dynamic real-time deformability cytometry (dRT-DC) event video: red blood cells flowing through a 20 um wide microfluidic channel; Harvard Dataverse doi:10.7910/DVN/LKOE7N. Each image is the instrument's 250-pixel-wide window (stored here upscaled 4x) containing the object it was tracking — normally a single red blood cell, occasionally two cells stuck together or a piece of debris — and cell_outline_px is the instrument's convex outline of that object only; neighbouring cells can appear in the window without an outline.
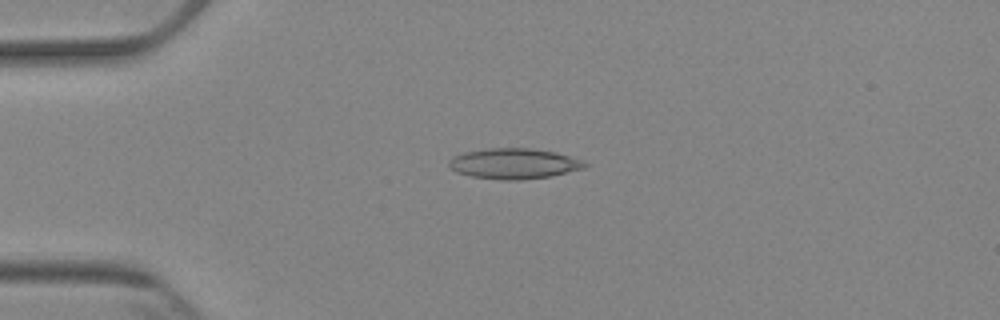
{"species": "Egyptian fruit bat (a non-hibernating species)", "species_latin": "Rousettus aegyptiacus", "temperature_condition": "cold", "stored_images_in_passage": 5, "camera_frame_rate_fps": 3000, "um_per_image_px": 0.085, "animal": {"sex": "female"}, "frame": {"image": 1, "passage_image": 3, "time_ms": 2.333, "image_size_px": [1000, 320], "cell_outline_px": [[588, 164], [584, 168], [548, 176], [520, 180], [500, 180], [472, 176], [456, 172], [448, 164], [448, 160], [464, 152], [488, 148], [528, 148], [556, 152], [580, 160]], "centroid_in_image_um": [43.65, 13.9], "position_along_channel_um": 41.3, "area_um2": 23.81}}
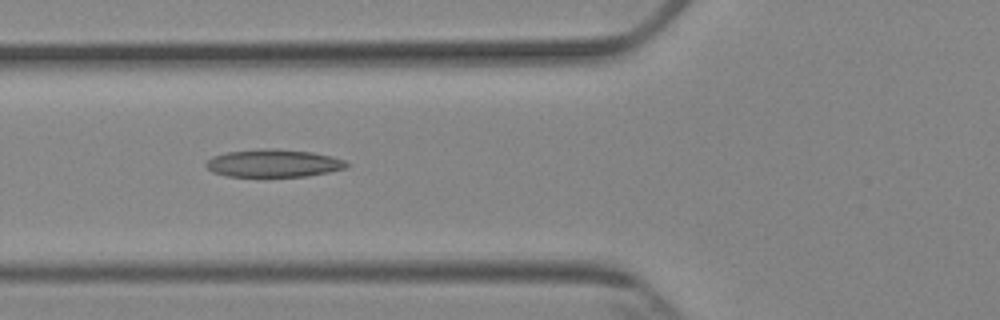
{"frame": {"image": 2, "passage_image": 5, "time_ms": 4.667, "image_size_px": [1000, 320], "cell_outline_px": [[348, 168], [308, 176], [228, 176], [212, 172], [204, 164], [212, 156], [228, 152], [264, 148], [272, 148], [312, 152], [332, 156], [344, 160], [348, 164]], "centroid_in_image_um": [23.26, 13.87], "position_along_channel_um": 102.5, "area_um2": 22.66}}